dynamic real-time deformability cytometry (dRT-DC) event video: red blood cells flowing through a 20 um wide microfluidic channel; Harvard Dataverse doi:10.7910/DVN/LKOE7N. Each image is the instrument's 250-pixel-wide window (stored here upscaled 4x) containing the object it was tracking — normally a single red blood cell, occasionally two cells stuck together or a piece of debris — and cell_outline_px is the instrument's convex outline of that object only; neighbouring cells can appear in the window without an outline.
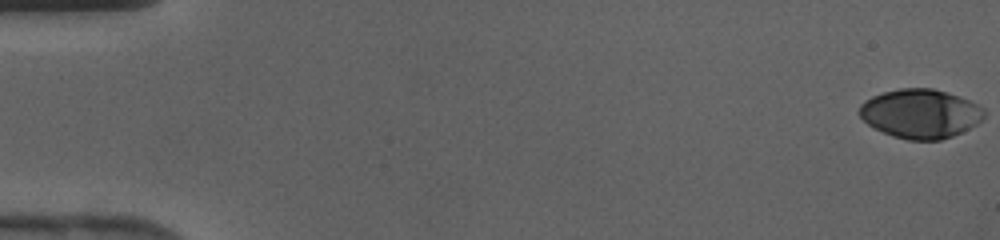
{"species": "human", "species_latin": "Homo sapiens", "temperature_condition": "cold", "stored_images_in_passage": 43, "camera_frame_rate_fps": 3000, "um_per_image_px": 0.085, "donor": {"sex": "female"}, "frame": {"image": 1, "passage_image": 1, "time_ms": 0.0, "image_size_px": [1000, 240], "cell_outline_px": [[984, 116], [976, 124], [952, 136], [940, 140], [908, 140], [892, 136], [868, 124], [860, 116], [860, 104], [864, 100], [872, 96], [884, 92], [900, 88], [932, 88], [968, 100], [984, 108]], "centroid_in_image_um": [78.21, 9.66], "position_along_channel_um": 6.8, "area_um2": 35.26}}
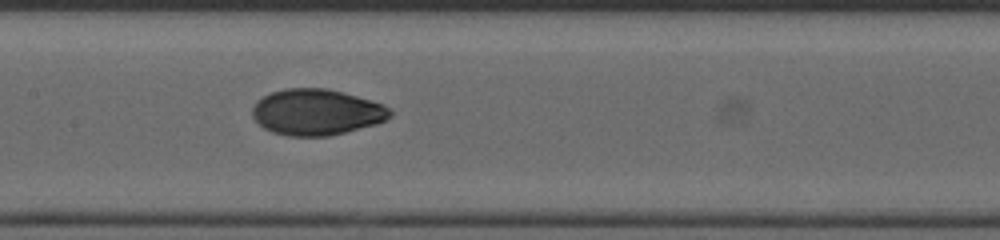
{"frame": {"image": 2, "passage_image": 22, "time_ms": 7.0, "image_size_px": [1000, 240], "cell_outline_px": [[392, 116], [376, 124], [328, 136], [288, 136], [272, 132], [264, 128], [252, 116], [252, 108], [256, 100], [272, 92], [284, 88], [328, 88], [344, 92], [384, 104], [392, 112]], "centroid_in_image_um": [26.9, 9.52], "position_along_channel_um": 180.5, "area_um2": 36.99}}
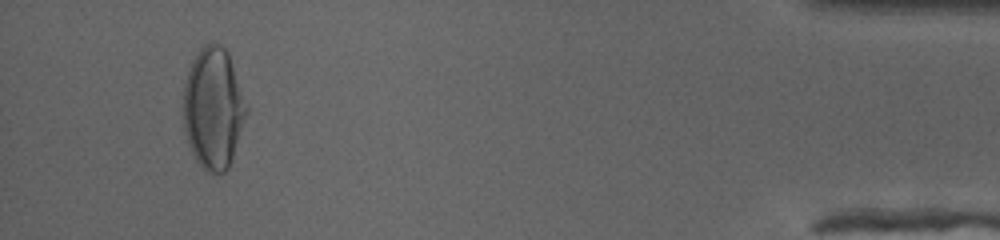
{"frame": {"image": 3, "passage_image": 41, "time_ms": 13.333, "image_size_px": [1000, 240], "cell_outline_px": [[248, 112], [232, 160], [228, 168], [224, 172], [208, 172], [196, 160], [188, 144], [184, 132], [184, 84], [192, 60], [200, 48], [204, 44], [220, 44], [228, 52], [248, 108]], "centroid_in_image_um": [18.14, 9.21], "position_along_channel_um": 417.1, "area_um2": 44.39}}